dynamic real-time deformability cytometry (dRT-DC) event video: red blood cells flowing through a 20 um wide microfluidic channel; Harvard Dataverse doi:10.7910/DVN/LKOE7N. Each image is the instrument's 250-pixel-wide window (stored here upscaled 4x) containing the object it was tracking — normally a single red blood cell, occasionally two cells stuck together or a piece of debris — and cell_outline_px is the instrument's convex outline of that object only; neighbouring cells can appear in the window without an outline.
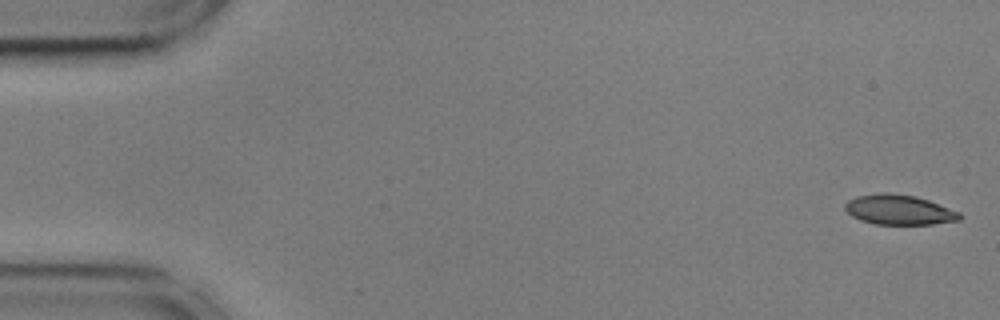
{"species": "common noctule bat (a hibernating species)", "species_latin": "Nyctalus noctula", "temperature_condition": "cold", "stored_images_in_passage": 55, "camera_frame_rate_fps": 3000, "um_per_image_px": 0.085, "animal": {"sex": "male", "body_mass_g": 17.9, "forearm_length_mm": 54.2}, "frame": {"image": 1, "passage_image": 1, "time_ms": 0.0, "image_size_px": [1000, 320], "cell_outline_px": [[960, 220], [932, 224], [876, 224], [860, 220], [852, 216], [844, 208], [844, 204], [848, 200], [856, 196], [880, 192], [888, 192], [916, 196], [928, 200], [960, 212]], "centroid_in_image_um": [76.39, 17.82], "position_along_channel_um": 8.6, "area_um2": 20.0}}
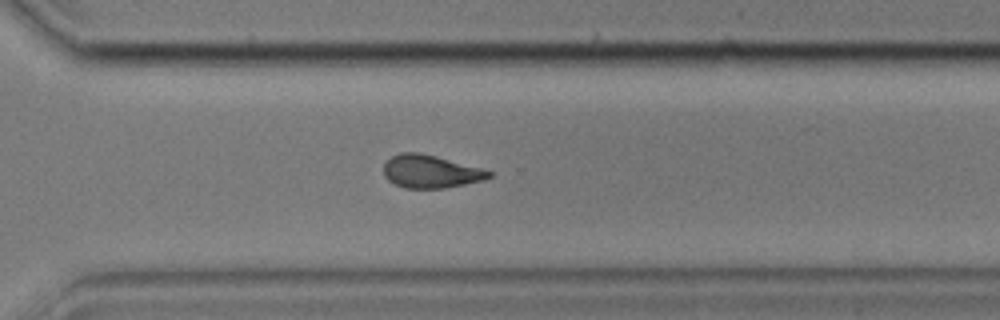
{"frame": {"image": 2, "passage_image": 39, "time_ms": 12.667, "image_size_px": [1000, 320], "cell_outline_px": [[492, 176], [484, 180], [444, 188], [404, 188], [388, 180], [384, 176], [384, 164], [392, 156], [400, 152], [420, 152], [436, 156], [480, 168], [492, 172]], "centroid_in_image_um": [36.58, 14.57], "position_along_channel_um": 334.0, "area_um2": 20.06}}
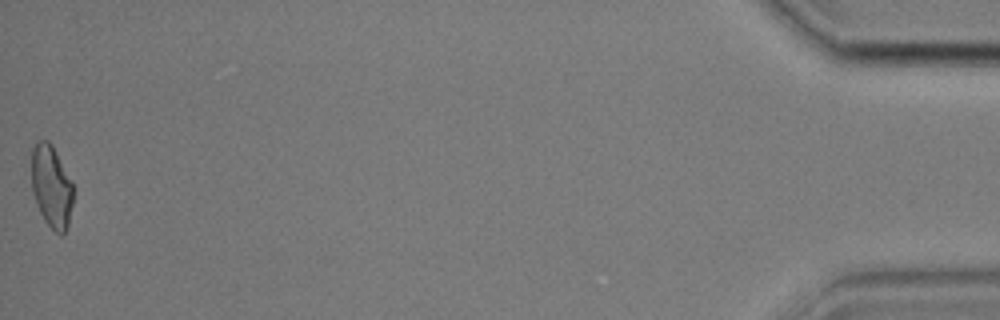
{"frame": {"image": 3, "passage_image": 55, "time_ms": 18.0, "image_size_px": [1000, 320], "cell_outline_px": [[72, 204], [68, 224], [64, 232], [60, 236], [44, 220], [36, 204], [32, 192], [32, 148], [36, 140], [48, 140], [52, 144], [72, 180]], "centroid_in_image_um": [4.36, 15.82], "position_along_channel_um": 430.8, "area_um2": 20.06}, "authors_computed_cell_mechanics": {"area_um2": 20.7502, "velocity_mm_per_s": 3.5971, "shape_relaxation_time_tau1_ms": 4.0915, "shape_relaxation_time_tau2_ms": 2.612, "deformation_change_tau1": 0.1282, "deformation_change_tau2": 0.0784}}